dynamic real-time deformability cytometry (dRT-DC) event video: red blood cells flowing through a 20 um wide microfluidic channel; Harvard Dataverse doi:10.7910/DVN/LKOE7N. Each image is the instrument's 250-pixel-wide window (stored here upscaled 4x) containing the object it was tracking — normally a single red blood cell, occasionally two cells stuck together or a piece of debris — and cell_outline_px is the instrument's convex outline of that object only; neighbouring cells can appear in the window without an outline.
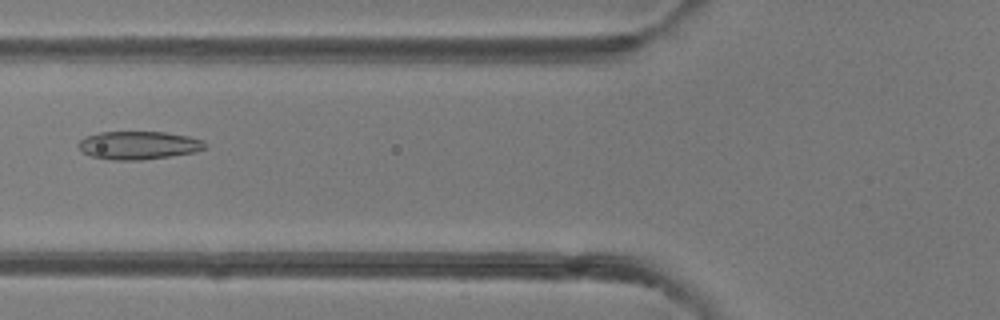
{"species": "common noctule bat (a hibernating species)", "species_latin": "Nyctalus noctula", "temperature_condition": "room temperature", "stored_images_in_passage": 37, "camera_frame_rate_fps": 3000, "um_per_image_px": 0.085, "animal": {"sex": "female"}, "frame": {"image": 1, "passage_image": 8, "time_ms": 2.333, "image_size_px": [1000, 320], "cell_outline_px": [[208, 148], [196, 152], [144, 160], [112, 160], [92, 156], [84, 152], [76, 144], [84, 136], [100, 132], [164, 132], [188, 136], [204, 140], [208, 144]], "centroid_in_image_um": [11.82, 12.35], "position_along_channel_um": 114.0, "area_um2": 20.98}}
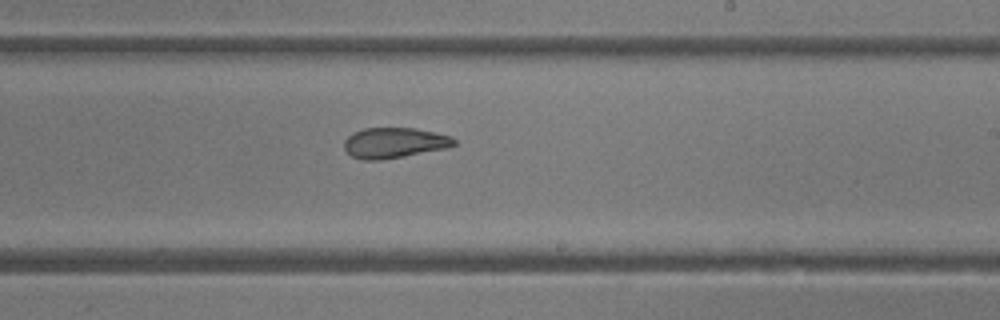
{"frame": {"image": 2, "passage_image": 18, "time_ms": 5.667, "image_size_px": [1000, 320], "cell_outline_px": [[456, 144], [448, 148], [380, 160], [364, 160], [352, 156], [344, 148], [344, 140], [352, 132], [364, 128], [416, 128], [436, 132], [452, 136], [456, 140]], "centroid_in_image_um": [33.53, 12.13], "position_along_channel_um": 255.5, "area_um2": 19.59}}
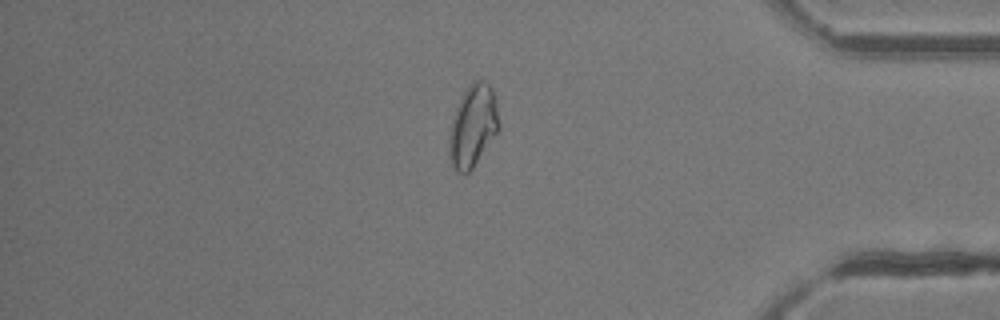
{"frame": {"image": 3, "passage_image": 30, "time_ms": 9.667, "image_size_px": [1000, 320], "cell_outline_px": [[500, 128], [472, 168], [464, 176], [456, 172], [448, 156], [448, 140], [452, 120], [456, 108], [464, 92], [472, 80], [484, 80], [492, 88], [496, 104], [500, 124]], "centroid_in_image_um": [40.18, 10.73], "position_along_channel_um": 395.0, "area_um2": 23.76}, "authors_computed_cell_mechanics": {"area_um2": 21.0392, "velocity_mm_per_s": 4.2384, "shape_relaxation_time_tau1_ms": null, "shape_relaxation_time_tau2_ms": 2.6488, "deformation_change_tau1": null, "deformation_change_tau2": 0.0903}}